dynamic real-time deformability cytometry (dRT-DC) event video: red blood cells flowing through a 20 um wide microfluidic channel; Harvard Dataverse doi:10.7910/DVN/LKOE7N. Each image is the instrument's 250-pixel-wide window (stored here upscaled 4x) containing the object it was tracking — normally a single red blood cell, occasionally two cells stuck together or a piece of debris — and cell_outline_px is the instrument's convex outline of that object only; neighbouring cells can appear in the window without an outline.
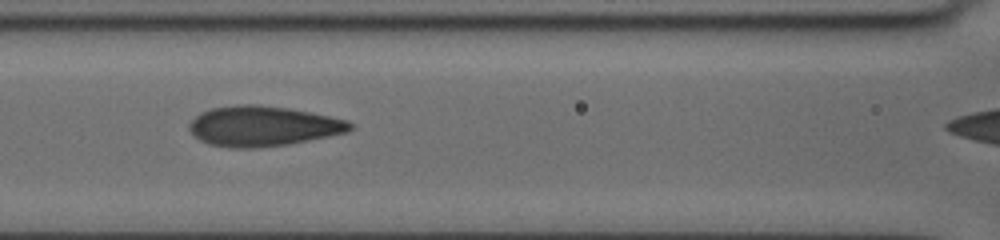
{"species": "human", "species_latin": "Homo sapiens", "temperature_condition": "cold", "stored_images_in_passage": 39, "camera_frame_rate_fps": 3000, "um_per_image_px": 0.085, "donor": {"sex": "female"}, "frame": {"image": 1, "passage_image": 15, "time_ms": 4.667, "image_size_px": [1000, 240], "cell_outline_px": [[352, 128], [348, 132], [288, 144], [260, 148], [232, 148], [208, 144], [200, 140], [188, 128], [188, 124], [200, 112], [212, 108], [236, 104], [260, 104], [288, 108], [348, 120], [352, 124]], "centroid_in_image_um": [22.32, 10.72], "position_along_channel_um": 144.3, "area_um2": 37.63}}
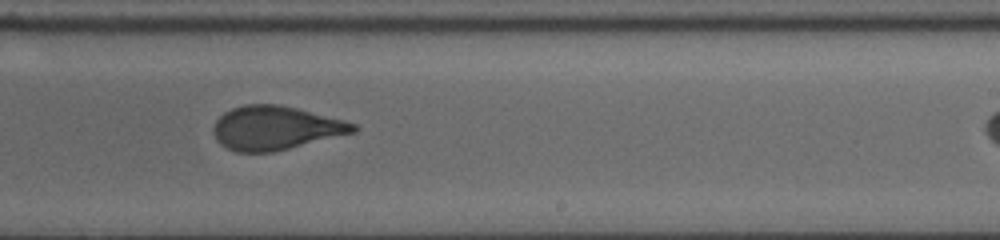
{"frame": {"image": 2, "passage_image": 25, "time_ms": 8.0, "image_size_px": [1000, 240], "cell_outline_px": [[360, 128], [356, 132], [272, 152], [236, 152], [220, 144], [216, 140], [212, 132], [212, 128], [216, 120], [224, 112], [232, 108], [244, 104], [276, 104], [296, 108], [344, 120], [356, 124]], "centroid_in_image_um": [23.39, 10.87], "position_along_channel_um": 265.6, "area_um2": 35.66}}
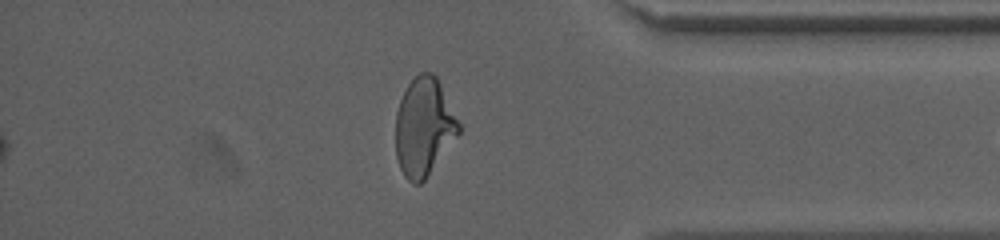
{"frame": {"image": 3, "passage_image": 37, "time_ms": 12.0, "image_size_px": [1000, 240], "cell_outline_px": [[460, 132], [424, 180], [420, 184], [412, 184], [404, 176], [400, 168], [396, 156], [396, 112], [400, 100], [408, 84], [420, 72], [432, 72], [436, 76], [460, 124]], "centroid_in_image_um": [36.01, 10.8], "position_along_channel_um": 399.2, "area_um2": 35.66}}